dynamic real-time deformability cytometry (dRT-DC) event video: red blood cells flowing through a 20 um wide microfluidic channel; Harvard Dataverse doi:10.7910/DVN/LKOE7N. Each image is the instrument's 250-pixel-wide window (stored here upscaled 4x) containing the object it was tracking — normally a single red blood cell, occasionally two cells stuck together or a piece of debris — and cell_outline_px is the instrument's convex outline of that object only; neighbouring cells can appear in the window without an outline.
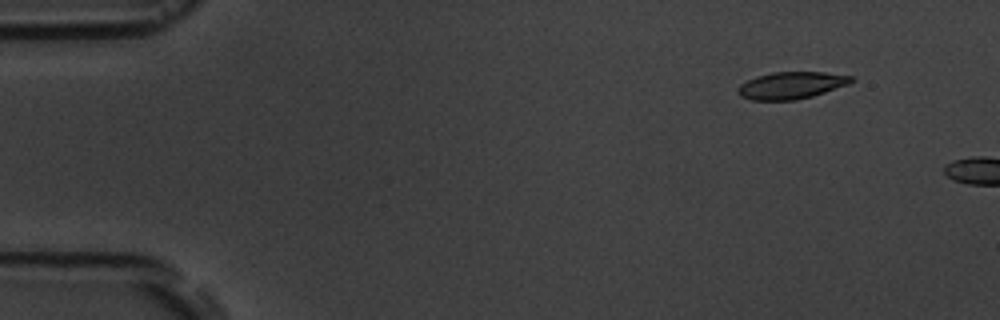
{"species": "common noctule bat (a hibernating species)", "species_latin": "Nyctalus noctula", "temperature_condition": "room temperature", "stored_images_in_passage": 2, "camera_frame_rate_fps": 3000, "um_per_image_px": 0.085, "animal": {"sex": "male", "body_mass_g": 19.5, "forearm_length_mm": 54.6}, "frame": {"image": 1, "passage_image": 1, "time_ms": 0.0, "image_size_px": [1000, 320], "cell_outline_px": [[856, 80], [848, 84], [812, 96], [796, 100], [752, 100], [740, 96], [736, 92], [736, 88], [740, 84], [756, 76], [772, 72], [824, 72], [852, 76]], "centroid_in_image_um": [67.23, 7.25], "position_along_channel_um": 17.8, "area_um2": 17.92}}